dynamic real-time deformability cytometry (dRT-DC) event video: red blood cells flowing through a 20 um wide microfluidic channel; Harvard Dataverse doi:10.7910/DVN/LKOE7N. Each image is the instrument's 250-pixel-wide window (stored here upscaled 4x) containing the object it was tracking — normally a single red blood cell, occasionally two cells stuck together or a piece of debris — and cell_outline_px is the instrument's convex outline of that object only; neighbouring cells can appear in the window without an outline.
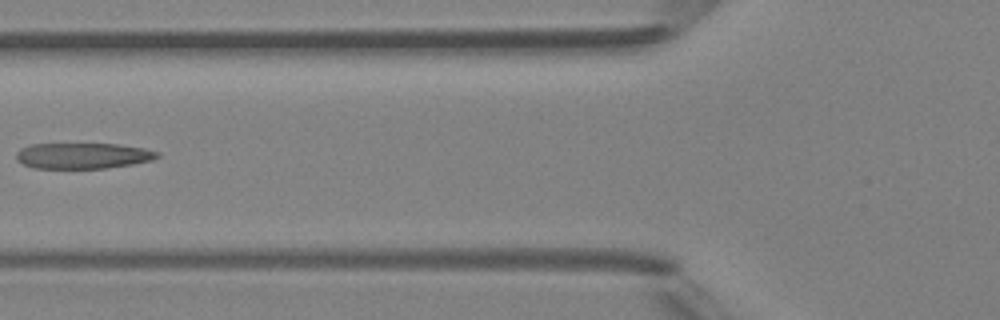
{"species": "Egyptian fruit bat (a non-hibernating species)", "species_latin": "Rousettus aegyptiacus", "temperature_condition": "room temperature", "stored_images_in_passage": 5, "camera_frame_rate_fps": 3000, "um_per_image_px": 0.085, "animal": {"sex": "female"}, "frame": {"image": 1, "passage_image": 5, "time_ms": 4.333, "image_size_px": [1000, 320], "cell_outline_px": [[160, 156], [152, 160], [132, 164], [108, 168], [36, 168], [24, 164], [16, 160], [16, 152], [20, 148], [32, 144], [116, 144], [144, 148], [160, 152]], "centroid_in_image_um": [7.05, 13.23], "position_along_channel_um": 118.7, "area_um2": 21.21}}